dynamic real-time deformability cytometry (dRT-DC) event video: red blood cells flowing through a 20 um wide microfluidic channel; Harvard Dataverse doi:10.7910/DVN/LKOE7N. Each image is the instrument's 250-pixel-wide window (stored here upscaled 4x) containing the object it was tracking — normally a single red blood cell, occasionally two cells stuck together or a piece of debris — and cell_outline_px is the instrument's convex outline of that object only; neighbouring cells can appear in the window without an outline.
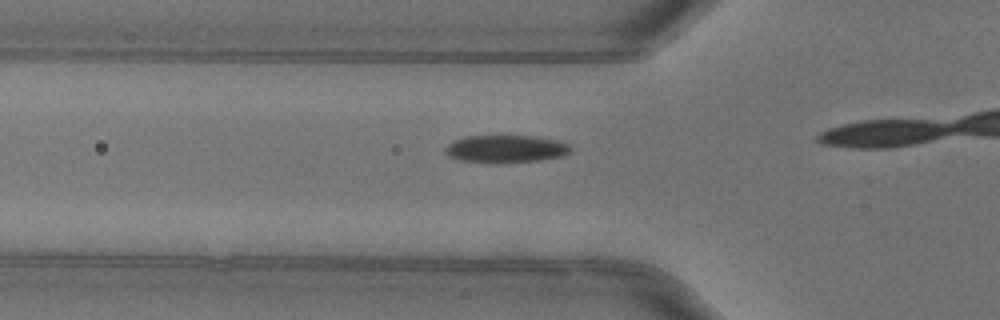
{"species": "common noctule bat (a hibernating species)", "species_latin": "Nyctalus noctula", "temperature_condition": "warm", "stored_images_in_passage": 15, "camera_frame_rate_fps": 3000, "um_per_image_px": 0.085, "animal": {"sex": "female"}, "frame": {"image": 1, "passage_image": 13, "time_ms": 4.0, "image_size_px": [1000, 320], "cell_outline_px": [[572, 152], [560, 156], [540, 160], [460, 160], [448, 156], [444, 152], [444, 148], [452, 140], [464, 136], [536, 136], [556, 140], [568, 144], [572, 148]], "centroid_in_image_um": [42.98, 12.6], "position_along_channel_um": 82.8, "area_um2": 19.31}}